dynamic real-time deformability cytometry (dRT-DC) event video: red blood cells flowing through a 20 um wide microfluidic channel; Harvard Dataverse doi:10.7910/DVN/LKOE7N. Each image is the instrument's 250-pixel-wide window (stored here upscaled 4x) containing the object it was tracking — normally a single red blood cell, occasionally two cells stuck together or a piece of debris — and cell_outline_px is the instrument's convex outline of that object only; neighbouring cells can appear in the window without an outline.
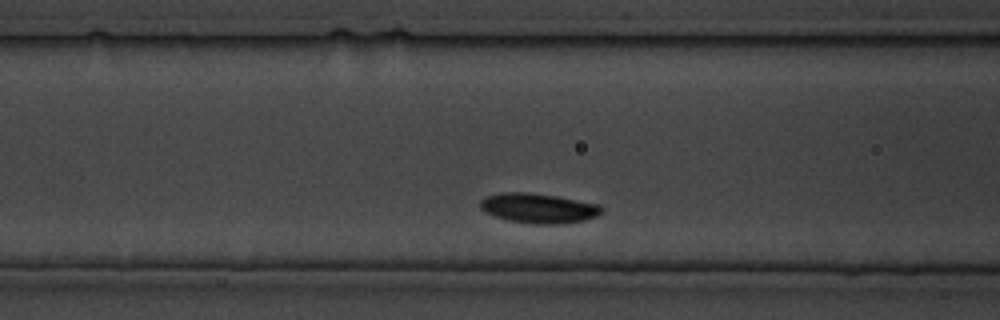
{"species": "common noctule bat (a hibernating species)", "species_latin": "Nyctalus noctula", "temperature_condition": "cold", "stored_images_in_passage": 21, "camera_frame_rate_fps": 3000, "um_per_image_px": 0.085, "animal": {"sex": "male", "body_mass_g": 19.5, "forearm_length_mm": 54.6}, "frame": {"image": 1, "passage_image": 5, "time_ms": 5.667, "image_size_px": [1000, 320], "cell_outline_px": [[604, 212], [596, 216], [584, 220], [560, 224], [536, 224], [508, 220], [484, 212], [480, 208], [480, 200], [484, 196], [500, 192], [528, 192], [556, 196], [600, 204], [604, 208]], "centroid_in_image_um": [45.77, 17.68], "position_along_channel_um": 120.8, "area_um2": 21.27}}
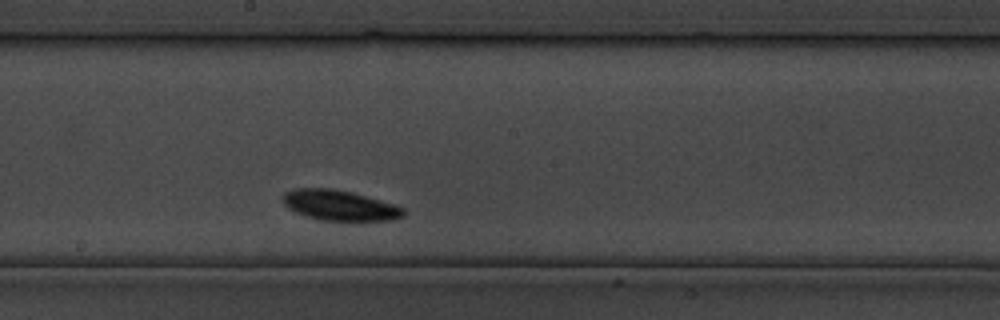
{"frame": {"image": 2, "passage_image": 11, "time_ms": 12.667, "image_size_px": [1000, 320], "cell_outline_px": [[408, 212], [404, 216], [392, 220], [320, 220], [296, 212], [288, 208], [284, 204], [284, 192], [292, 188], [332, 188], [352, 192], [396, 204], [404, 208]], "centroid_in_image_um": [28.91, 17.44], "position_along_channel_um": 219.3, "area_um2": 21.39}}
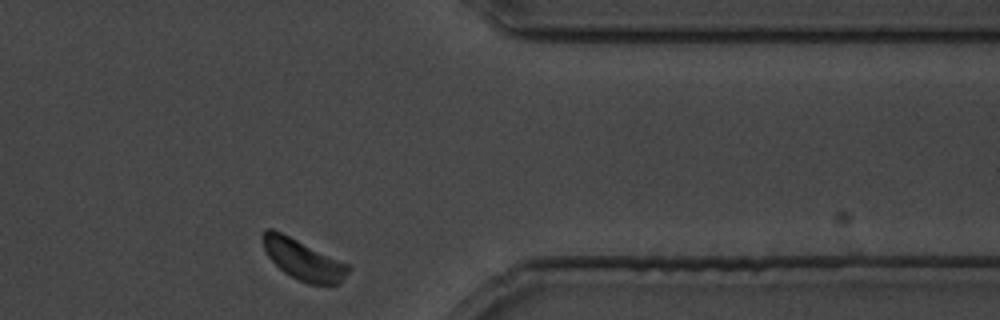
{"frame": {"image": 3, "passage_image": 21, "time_ms": 25.0, "image_size_px": [1000, 320], "cell_outline_px": [[352, 268], [340, 284], [308, 284], [284, 272], [268, 256], [264, 248], [264, 228], [272, 228], [348, 264]], "centroid_in_image_um": [25.8, 22.09], "position_along_channel_um": 385.6, "area_um2": 19.65}}